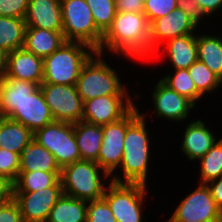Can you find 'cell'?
<instances>
[{"mask_svg": "<svg viewBox=\"0 0 222 222\" xmlns=\"http://www.w3.org/2000/svg\"><path fill=\"white\" fill-rule=\"evenodd\" d=\"M95 52L85 43L66 41L56 51L43 58L42 83L76 85L83 65Z\"/></svg>", "mask_w": 222, "mask_h": 222, "instance_id": "3", "label": "cell"}, {"mask_svg": "<svg viewBox=\"0 0 222 222\" xmlns=\"http://www.w3.org/2000/svg\"><path fill=\"white\" fill-rule=\"evenodd\" d=\"M20 168V154L0 148V175L13 183L17 180Z\"/></svg>", "mask_w": 222, "mask_h": 222, "instance_id": "36", "label": "cell"}, {"mask_svg": "<svg viewBox=\"0 0 222 222\" xmlns=\"http://www.w3.org/2000/svg\"><path fill=\"white\" fill-rule=\"evenodd\" d=\"M177 8V0H144L143 13L149 24Z\"/></svg>", "mask_w": 222, "mask_h": 222, "instance_id": "34", "label": "cell"}, {"mask_svg": "<svg viewBox=\"0 0 222 222\" xmlns=\"http://www.w3.org/2000/svg\"><path fill=\"white\" fill-rule=\"evenodd\" d=\"M169 60L174 70L188 69L198 60L197 35L189 34L166 41Z\"/></svg>", "mask_w": 222, "mask_h": 222, "instance_id": "24", "label": "cell"}, {"mask_svg": "<svg viewBox=\"0 0 222 222\" xmlns=\"http://www.w3.org/2000/svg\"><path fill=\"white\" fill-rule=\"evenodd\" d=\"M158 82L153 93H151L157 116L170 121L185 120L190 110L194 109L196 105L188 98L172 90L161 79Z\"/></svg>", "mask_w": 222, "mask_h": 222, "instance_id": "15", "label": "cell"}, {"mask_svg": "<svg viewBox=\"0 0 222 222\" xmlns=\"http://www.w3.org/2000/svg\"><path fill=\"white\" fill-rule=\"evenodd\" d=\"M207 186L211 191L212 198L216 205L222 210V175L217 179L209 181Z\"/></svg>", "mask_w": 222, "mask_h": 222, "instance_id": "41", "label": "cell"}, {"mask_svg": "<svg viewBox=\"0 0 222 222\" xmlns=\"http://www.w3.org/2000/svg\"><path fill=\"white\" fill-rule=\"evenodd\" d=\"M40 88L55 121L74 124L82 120L84 102L75 85L41 83Z\"/></svg>", "mask_w": 222, "mask_h": 222, "instance_id": "11", "label": "cell"}, {"mask_svg": "<svg viewBox=\"0 0 222 222\" xmlns=\"http://www.w3.org/2000/svg\"><path fill=\"white\" fill-rule=\"evenodd\" d=\"M198 60L222 80V38L197 35Z\"/></svg>", "mask_w": 222, "mask_h": 222, "instance_id": "27", "label": "cell"}, {"mask_svg": "<svg viewBox=\"0 0 222 222\" xmlns=\"http://www.w3.org/2000/svg\"><path fill=\"white\" fill-rule=\"evenodd\" d=\"M199 7L207 11L209 15L222 8V0H197Z\"/></svg>", "mask_w": 222, "mask_h": 222, "instance_id": "43", "label": "cell"}, {"mask_svg": "<svg viewBox=\"0 0 222 222\" xmlns=\"http://www.w3.org/2000/svg\"><path fill=\"white\" fill-rule=\"evenodd\" d=\"M39 87L40 85L37 83L14 78H3L1 80L2 117H8L15 107H18L21 102Z\"/></svg>", "mask_w": 222, "mask_h": 222, "instance_id": "23", "label": "cell"}, {"mask_svg": "<svg viewBox=\"0 0 222 222\" xmlns=\"http://www.w3.org/2000/svg\"><path fill=\"white\" fill-rule=\"evenodd\" d=\"M5 78H14L41 85L43 81V58L24 48L10 52Z\"/></svg>", "mask_w": 222, "mask_h": 222, "instance_id": "17", "label": "cell"}, {"mask_svg": "<svg viewBox=\"0 0 222 222\" xmlns=\"http://www.w3.org/2000/svg\"><path fill=\"white\" fill-rule=\"evenodd\" d=\"M7 118L23 124L33 133L55 121L40 87L15 107Z\"/></svg>", "mask_w": 222, "mask_h": 222, "instance_id": "16", "label": "cell"}, {"mask_svg": "<svg viewBox=\"0 0 222 222\" xmlns=\"http://www.w3.org/2000/svg\"><path fill=\"white\" fill-rule=\"evenodd\" d=\"M2 117V109H1V80H0V118Z\"/></svg>", "mask_w": 222, "mask_h": 222, "instance_id": "45", "label": "cell"}, {"mask_svg": "<svg viewBox=\"0 0 222 222\" xmlns=\"http://www.w3.org/2000/svg\"><path fill=\"white\" fill-rule=\"evenodd\" d=\"M194 31H196V27L190 21L189 16L177 7L172 12L155 19L150 24V54L152 55L161 49L163 42L165 43L166 40L193 34Z\"/></svg>", "mask_w": 222, "mask_h": 222, "instance_id": "14", "label": "cell"}, {"mask_svg": "<svg viewBox=\"0 0 222 222\" xmlns=\"http://www.w3.org/2000/svg\"><path fill=\"white\" fill-rule=\"evenodd\" d=\"M25 30V19L0 16V48L8 53L23 48Z\"/></svg>", "mask_w": 222, "mask_h": 222, "instance_id": "28", "label": "cell"}, {"mask_svg": "<svg viewBox=\"0 0 222 222\" xmlns=\"http://www.w3.org/2000/svg\"><path fill=\"white\" fill-rule=\"evenodd\" d=\"M62 194V183L59 179L52 187L35 192H13V199L19 206L23 222H46Z\"/></svg>", "mask_w": 222, "mask_h": 222, "instance_id": "12", "label": "cell"}, {"mask_svg": "<svg viewBox=\"0 0 222 222\" xmlns=\"http://www.w3.org/2000/svg\"><path fill=\"white\" fill-rule=\"evenodd\" d=\"M139 114V110L135 105L122 119L102 126L103 139L97 164L109 176L114 175V170L121 165L127 126Z\"/></svg>", "mask_w": 222, "mask_h": 222, "instance_id": "9", "label": "cell"}, {"mask_svg": "<svg viewBox=\"0 0 222 222\" xmlns=\"http://www.w3.org/2000/svg\"><path fill=\"white\" fill-rule=\"evenodd\" d=\"M13 182L4 175H0V199L13 198Z\"/></svg>", "mask_w": 222, "mask_h": 222, "instance_id": "42", "label": "cell"}, {"mask_svg": "<svg viewBox=\"0 0 222 222\" xmlns=\"http://www.w3.org/2000/svg\"><path fill=\"white\" fill-rule=\"evenodd\" d=\"M189 76L194 81L197 91L203 96L207 92L215 91L222 84V80L215 75L204 63L197 60L189 68Z\"/></svg>", "mask_w": 222, "mask_h": 222, "instance_id": "32", "label": "cell"}, {"mask_svg": "<svg viewBox=\"0 0 222 222\" xmlns=\"http://www.w3.org/2000/svg\"><path fill=\"white\" fill-rule=\"evenodd\" d=\"M26 27L63 31L61 0H29Z\"/></svg>", "mask_w": 222, "mask_h": 222, "instance_id": "18", "label": "cell"}, {"mask_svg": "<svg viewBox=\"0 0 222 222\" xmlns=\"http://www.w3.org/2000/svg\"><path fill=\"white\" fill-rule=\"evenodd\" d=\"M33 139L53 154L61 169L81 160L73 123L54 121L36 130Z\"/></svg>", "mask_w": 222, "mask_h": 222, "instance_id": "7", "label": "cell"}, {"mask_svg": "<svg viewBox=\"0 0 222 222\" xmlns=\"http://www.w3.org/2000/svg\"><path fill=\"white\" fill-rule=\"evenodd\" d=\"M65 42L63 31L26 27L23 48L44 58L60 48Z\"/></svg>", "mask_w": 222, "mask_h": 222, "instance_id": "20", "label": "cell"}, {"mask_svg": "<svg viewBox=\"0 0 222 222\" xmlns=\"http://www.w3.org/2000/svg\"><path fill=\"white\" fill-rule=\"evenodd\" d=\"M174 72L173 76L168 74L161 80L172 90L196 104V101L202 98V95L197 91L194 81L189 76L188 69H179Z\"/></svg>", "mask_w": 222, "mask_h": 222, "instance_id": "31", "label": "cell"}, {"mask_svg": "<svg viewBox=\"0 0 222 222\" xmlns=\"http://www.w3.org/2000/svg\"><path fill=\"white\" fill-rule=\"evenodd\" d=\"M11 199H0V207L3 205L4 202L10 201Z\"/></svg>", "mask_w": 222, "mask_h": 222, "instance_id": "46", "label": "cell"}, {"mask_svg": "<svg viewBox=\"0 0 222 222\" xmlns=\"http://www.w3.org/2000/svg\"><path fill=\"white\" fill-rule=\"evenodd\" d=\"M29 0H0V16L25 19Z\"/></svg>", "mask_w": 222, "mask_h": 222, "instance_id": "37", "label": "cell"}, {"mask_svg": "<svg viewBox=\"0 0 222 222\" xmlns=\"http://www.w3.org/2000/svg\"><path fill=\"white\" fill-rule=\"evenodd\" d=\"M61 176V172L31 171L19 172L17 180L13 183V192H35L52 187Z\"/></svg>", "mask_w": 222, "mask_h": 222, "instance_id": "29", "label": "cell"}, {"mask_svg": "<svg viewBox=\"0 0 222 222\" xmlns=\"http://www.w3.org/2000/svg\"><path fill=\"white\" fill-rule=\"evenodd\" d=\"M117 12L143 13L144 0H116Z\"/></svg>", "mask_w": 222, "mask_h": 222, "instance_id": "40", "label": "cell"}, {"mask_svg": "<svg viewBox=\"0 0 222 222\" xmlns=\"http://www.w3.org/2000/svg\"><path fill=\"white\" fill-rule=\"evenodd\" d=\"M8 52L0 48V80L6 77Z\"/></svg>", "mask_w": 222, "mask_h": 222, "instance_id": "44", "label": "cell"}, {"mask_svg": "<svg viewBox=\"0 0 222 222\" xmlns=\"http://www.w3.org/2000/svg\"><path fill=\"white\" fill-rule=\"evenodd\" d=\"M102 56L103 54L95 52L83 65L76 81L77 93L83 102L106 95H129L120 77L105 63Z\"/></svg>", "mask_w": 222, "mask_h": 222, "instance_id": "5", "label": "cell"}, {"mask_svg": "<svg viewBox=\"0 0 222 222\" xmlns=\"http://www.w3.org/2000/svg\"><path fill=\"white\" fill-rule=\"evenodd\" d=\"M46 222H87V201L62 194Z\"/></svg>", "mask_w": 222, "mask_h": 222, "instance_id": "26", "label": "cell"}, {"mask_svg": "<svg viewBox=\"0 0 222 222\" xmlns=\"http://www.w3.org/2000/svg\"><path fill=\"white\" fill-rule=\"evenodd\" d=\"M0 222H23L19 206L13 198L0 207Z\"/></svg>", "mask_w": 222, "mask_h": 222, "instance_id": "39", "label": "cell"}, {"mask_svg": "<svg viewBox=\"0 0 222 222\" xmlns=\"http://www.w3.org/2000/svg\"><path fill=\"white\" fill-rule=\"evenodd\" d=\"M74 135L81 160L97 163L103 139V127L81 120L78 123H74Z\"/></svg>", "mask_w": 222, "mask_h": 222, "instance_id": "22", "label": "cell"}, {"mask_svg": "<svg viewBox=\"0 0 222 222\" xmlns=\"http://www.w3.org/2000/svg\"><path fill=\"white\" fill-rule=\"evenodd\" d=\"M135 106L130 95H106L84 101L82 120L106 125L122 119Z\"/></svg>", "mask_w": 222, "mask_h": 222, "instance_id": "13", "label": "cell"}, {"mask_svg": "<svg viewBox=\"0 0 222 222\" xmlns=\"http://www.w3.org/2000/svg\"><path fill=\"white\" fill-rule=\"evenodd\" d=\"M177 7L184 11L190 18V21L197 28L201 17L210 16L206 10L199 7L197 0H177Z\"/></svg>", "mask_w": 222, "mask_h": 222, "instance_id": "38", "label": "cell"}, {"mask_svg": "<svg viewBox=\"0 0 222 222\" xmlns=\"http://www.w3.org/2000/svg\"><path fill=\"white\" fill-rule=\"evenodd\" d=\"M100 171L104 178H110L94 161L80 160L64 166L60 176L63 194L87 202L103 198L107 186Z\"/></svg>", "mask_w": 222, "mask_h": 222, "instance_id": "4", "label": "cell"}, {"mask_svg": "<svg viewBox=\"0 0 222 222\" xmlns=\"http://www.w3.org/2000/svg\"><path fill=\"white\" fill-rule=\"evenodd\" d=\"M33 137L34 133L23 124L7 117L0 118V148L21 154Z\"/></svg>", "mask_w": 222, "mask_h": 222, "instance_id": "25", "label": "cell"}, {"mask_svg": "<svg viewBox=\"0 0 222 222\" xmlns=\"http://www.w3.org/2000/svg\"><path fill=\"white\" fill-rule=\"evenodd\" d=\"M146 185L110 182L103 198L117 222H142ZM109 190V191H108Z\"/></svg>", "mask_w": 222, "mask_h": 222, "instance_id": "8", "label": "cell"}, {"mask_svg": "<svg viewBox=\"0 0 222 222\" xmlns=\"http://www.w3.org/2000/svg\"><path fill=\"white\" fill-rule=\"evenodd\" d=\"M149 38L150 24L144 13L117 12L96 52L104 54L107 48L109 52L128 57H151Z\"/></svg>", "mask_w": 222, "mask_h": 222, "instance_id": "1", "label": "cell"}, {"mask_svg": "<svg viewBox=\"0 0 222 222\" xmlns=\"http://www.w3.org/2000/svg\"><path fill=\"white\" fill-rule=\"evenodd\" d=\"M145 115L140 114L127 126L124 151L121 160L123 179L117 174L111 180L115 183L143 184L147 182L150 158V140L146 129Z\"/></svg>", "mask_w": 222, "mask_h": 222, "instance_id": "2", "label": "cell"}, {"mask_svg": "<svg viewBox=\"0 0 222 222\" xmlns=\"http://www.w3.org/2000/svg\"><path fill=\"white\" fill-rule=\"evenodd\" d=\"M63 34L66 41L81 42L95 51L100 48L103 33L96 27L85 0H61Z\"/></svg>", "mask_w": 222, "mask_h": 222, "instance_id": "6", "label": "cell"}, {"mask_svg": "<svg viewBox=\"0 0 222 222\" xmlns=\"http://www.w3.org/2000/svg\"><path fill=\"white\" fill-rule=\"evenodd\" d=\"M167 222H222V210L207 184H200L181 201Z\"/></svg>", "mask_w": 222, "mask_h": 222, "instance_id": "10", "label": "cell"}, {"mask_svg": "<svg viewBox=\"0 0 222 222\" xmlns=\"http://www.w3.org/2000/svg\"><path fill=\"white\" fill-rule=\"evenodd\" d=\"M61 172L55 157L36 140L25 145L20 154L19 172L31 171Z\"/></svg>", "mask_w": 222, "mask_h": 222, "instance_id": "21", "label": "cell"}, {"mask_svg": "<svg viewBox=\"0 0 222 222\" xmlns=\"http://www.w3.org/2000/svg\"><path fill=\"white\" fill-rule=\"evenodd\" d=\"M201 121H192L184 131L181 150L190 160L202 158L217 141L213 132Z\"/></svg>", "mask_w": 222, "mask_h": 222, "instance_id": "19", "label": "cell"}, {"mask_svg": "<svg viewBox=\"0 0 222 222\" xmlns=\"http://www.w3.org/2000/svg\"><path fill=\"white\" fill-rule=\"evenodd\" d=\"M92 12L96 27L104 34L117 13L116 0H85Z\"/></svg>", "mask_w": 222, "mask_h": 222, "instance_id": "33", "label": "cell"}, {"mask_svg": "<svg viewBox=\"0 0 222 222\" xmlns=\"http://www.w3.org/2000/svg\"><path fill=\"white\" fill-rule=\"evenodd\" d=\"M201 162L200 184L219 178L222 175V138L215 142L212 148L199 159Z\"/></svg>", "mask_w": 222, "mask_h": 222, "instance_id": "30", "label": "cell"}, {"mask_svg": "<svg viewBox=\"0 0 222 222\" xmlns=\"http://www.w3.org/2000/svg\"><path fill=\"white\" fill-rule=\"evenodd\" d=\"M87 222H117L104 198L88 201Z\"/></svg>", "mask_w": 222, "mask_h": 222, "instance_id": "35", "label": "cell"}]
</instances>
